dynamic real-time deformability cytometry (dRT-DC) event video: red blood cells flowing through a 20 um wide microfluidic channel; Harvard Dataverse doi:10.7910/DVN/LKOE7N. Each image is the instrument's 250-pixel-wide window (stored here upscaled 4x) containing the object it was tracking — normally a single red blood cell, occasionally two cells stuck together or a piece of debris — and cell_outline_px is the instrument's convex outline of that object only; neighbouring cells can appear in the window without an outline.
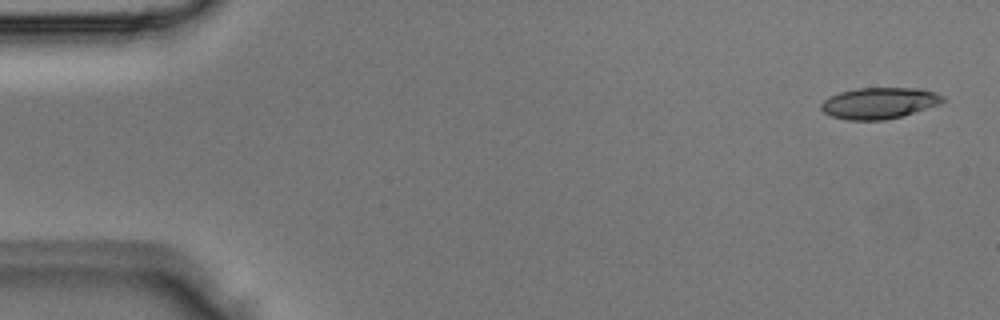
{"species": "Egyptian fruit bat (a non-hibernating species)", "species_latin": "Rousettus aegyptiacus", "temperature_condition": "room temperature", "stored_images_in_passage": 4, "camera_frame_rate_fps": 3000, "um_per_image_px": 0.085, "animal": {"sex": "male"}, "frame": {"image": 1, "passage_image": 1, "time_ms": 0.0, "image_size_px": [1000, 320], "cell_outline_px": [[948, 100], [940, 104], [900, 116], [884, 120], [848, 120], [832, 116], [824, 112], [820, 108], [820, 104], [828, 96], [840, 92], [856, 88], [920, 88], [936, 92], [944, 96]], "centroid_in_image_um": [74.74, 8.75], "position_along_channel_um": 10.3, "area_um2": 22.25}}
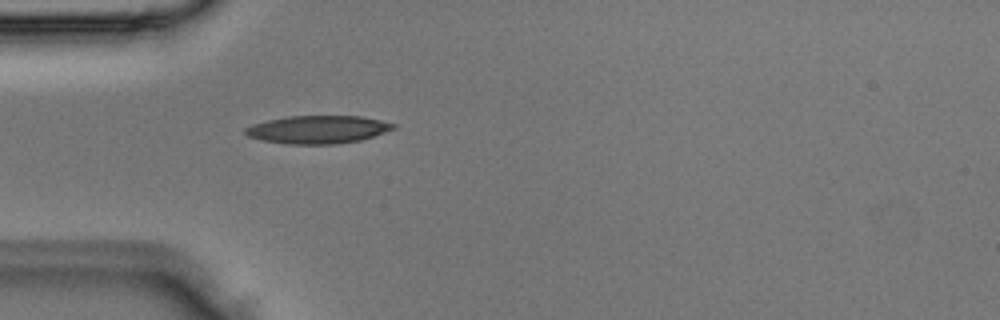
{"frame": {"image": 2, "passage_image": 4, "time_ms": 1.0, "image_size_px": [1000, 320], "cell_outline_px": [[396, 128], [360, 140], [332, 144], [288, 144], [260, 140], [248, 136], [244, 132], [244, 128], [252, 124], [268, 120], [288, 116], [360, 116], [380, 120], [396, 124]], "centroid_in_image_um": [26.98, 11.0], "position_along_channel_um": 58.0, "area_um2": 23.99}}